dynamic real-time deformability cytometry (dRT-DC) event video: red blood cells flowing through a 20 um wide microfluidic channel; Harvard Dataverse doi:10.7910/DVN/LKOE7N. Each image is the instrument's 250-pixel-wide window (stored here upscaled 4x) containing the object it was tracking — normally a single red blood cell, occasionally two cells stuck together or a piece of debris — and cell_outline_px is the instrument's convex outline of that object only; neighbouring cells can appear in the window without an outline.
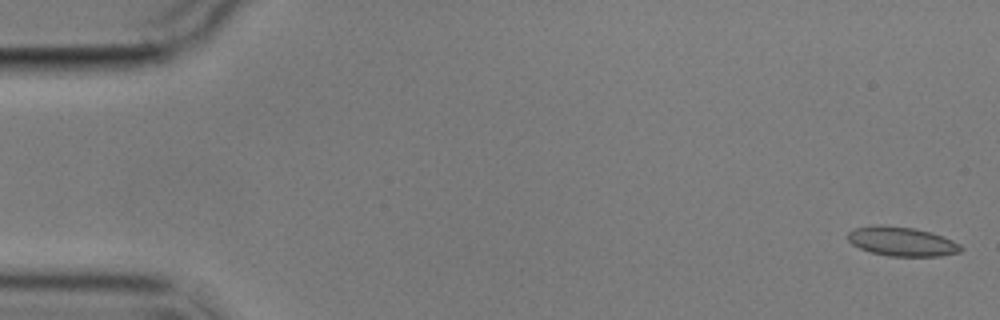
{"species": "common noctule bat (a hibernating species)", "species_latin": "Nyctalus noctula", "temperature_condition": "cold", "stored_images_in_passage": 4, "segment_of_instrument_passage": [2, 2], "camera_frame_rate_fps": 3000, "um_per_image_px": 0.085, "animal": {"sex": "male", "body_mass_g": 17.9}, "frame": {"image": 1, "passage_image": 4, "time_ms": 4.333, "image_size_px": [1000, 320], "cell_outline_px": [[964, 248], [960, 252], [940, 256], [888, 256], [872, 252], [860, 248], [852, 244], [848, 240], [848, 232], [856, 228], [872, 224], [880, 224], [916, 228], [932, 232], [944, 236], [960, 244]], "centroid_in_image_um": [76.67, 20.51], "position_along_channel_um": 8.3, "area_um2": 19.48}}